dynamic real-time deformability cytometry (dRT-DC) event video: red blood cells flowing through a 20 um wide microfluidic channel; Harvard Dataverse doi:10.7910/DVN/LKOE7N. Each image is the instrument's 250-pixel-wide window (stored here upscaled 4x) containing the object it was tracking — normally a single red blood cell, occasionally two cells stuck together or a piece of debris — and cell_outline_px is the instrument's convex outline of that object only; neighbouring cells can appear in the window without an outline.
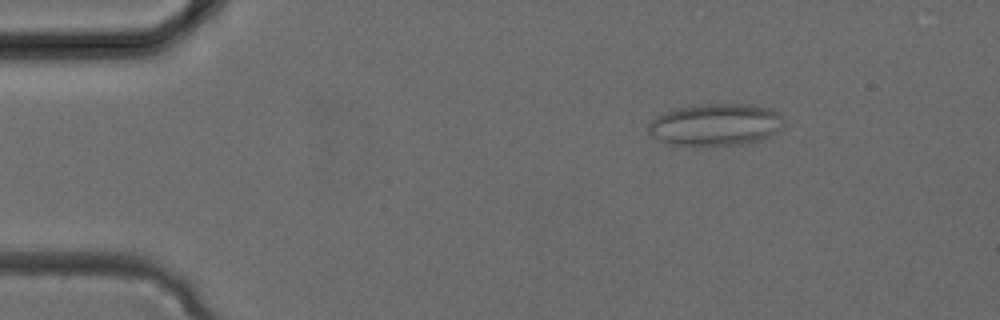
{"species": "common noctule bat (a hibernating species)", "species_latin": "Nyctalus noctula", "temperature_condition": "cold", "stored_images_in_passage": 23, "camera_frame_rate_fps": 3000, "um_per_image_px": 0.085, "animal": {"sex": "female", "body_mass_g": 24.6, "forearm_length_mm": 56.2}, "frame": {"image": 1, "passage_image": 5, "time_ms": 1.333, "image_size_px": [1000, 320], "cell_outline_px": [[784, 128], [772, 136], [764, 140], [740, 144], [668, 144], [652, 136], [648, 132], [648, 124], [656, 116], [664, 112], [676, 108], [704, 104], [752, 104], [772, 108], [784, 120]], "centroid_in_image_um": [60.88, 10.58], "position_along_channel_um": 24.1, "area_um2": 33.23}}
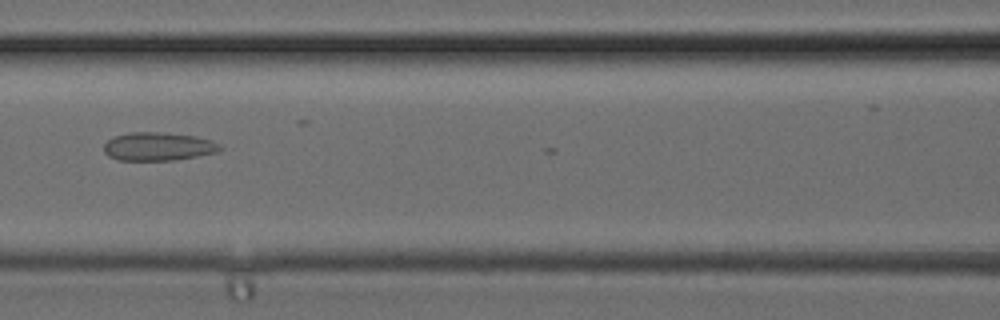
{"frame": {"image": 2, "passage_image": 15, "time_ms": 4.667, "image_size_px": [1000, 320], "cell_outline_px": [[224, 148], [220, 152], [176, 160], [116, 160], [108, 156], [104, 152], [104, 144], [112, 136], [132, 132], [160, 132], [196, 136], [212, 140], [220, 144]], "centroid_in_image_um": [13.48, 12.45], "position_along_channel_um": 153.1, "area_um2": 19.48}}
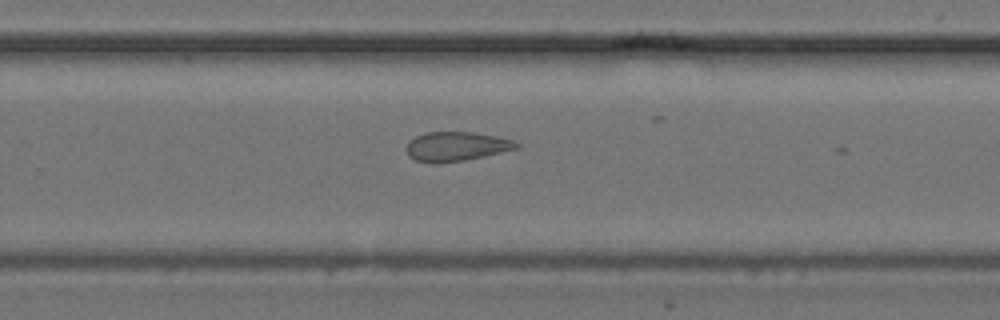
{"frame": {"image": 3, "passage_image": 22, "time_ms": 7.0, "image_size_px": [1000, 320], "cell_outline_px": [[520, 148], [484, 156], [464, 160], [416, 160], [408, 156], [408, 140], [424, 132], [472, 132], [496, 136], [512, 140], [520, 144]], "centroid_in_image_um": [38.85, 12.4], "position_along_channel_um": 291.0, "area_um2": 18.09}}